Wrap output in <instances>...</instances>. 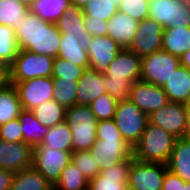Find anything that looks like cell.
<instances>
[{
  "label": "cell",
  "mask_w": 190,
  "mask_h": 190,
  "mask_svg": "<svg viewBox=\"0 0 190 190\" xmlns=\"http://www.w3.org/2000/svg\"><path fill=\"white\" fill-rule=\"evenodd\" d=\"M84 16L81 7L70 4L55 24L61 33L74 35L80 48L87 51L91 45L92 35L85 28Z\"/></svg>",
  "instance_id": "cell-17"
},
{
  "label": "cell",
  "mask_w": 190,
  "mask_h": 190,
  "mask_svg": "<svg viewBox=\"0 0 190 190\" xmlns=\"http://www.w3.org/2000/svg\"><path fill=\"white\" fill-rule=\"evenodd\" d=\"M132 165V157L115 166L102 170L89 180L87 190H125Z\"/></svg>",
  "instance_id": "cell-16"
},
{
  "label": "cell",
  "mask_w": 190,
  "mask_h": 190,
  "mask_svg": "<svg viewBox=\"0 0 190 190\" xmlns=\"http://www.w3.org/2000/svg\"><path fill=\"white\" fill-rule=\"evenodd\" d=\"M70 4V0H34L30 12L42 20L56 23Z\"/></svg>",
  "instance_id": "cell-31"
},
{
  "label": "cell",
  "mask_w": 190,
  "mask_h": 190,
  "mask_svg": "<svg viewBox=\"0 0 190 190\" xmlns=\"http://www.w3.org/2000/svg\"><path fill=\"white\" fill-rule=\"evenodd\" d=\"M179 2H181L184 5H189L190 6V0H177Z\"/></svg>",
  "instance_id": "cell-53"
},
{
  "label": "cell",
  "mask_w": 190,
  "mask_h": 190,
  "mask_svg": "<svg viewBox=\"0 0 190 190\" xmlns=\"http://www.w3.org/2000/svg\"><path fill=\"white\" fill-rule=\"evenodd\" d=\"M89 1L90 0H70V3L83 8Z\"/></svg>",
  "instance_id": "cell-50"
},
{
  "label": "cell",
  "mask_w": 190,
  "mask_h": 190,
  "mask_svg": "<svg viewBox=\"0 0 190 190\" xmlns=\"http://www.w3.org/2000/svg\"><path fill=\"white\" fill-rule=\"evenodd\" d=\"M18 51L15 30L10 26L0 24V61L11 65Z\"/></svg>",
  "instance_id": "cell-35"
},
{
  "label": "cell",
  "mask_w": 190,
  "mask_h": 190,
  "mask_svg": "<svg viewBox=\"0 0 190 190\" xmlns=\"http://www.w3.org/2000/svg\"><path fill=\"white\" fill-rule=\"evenodd\" d=\"M14 172L0 168V190H11Z\"/></svg>",
  "instance_id": "cell-46"
},
{
  "label": "cell",
  "mask_w": 190,
  "mask_h": 190,
  "mask_svg": "<svg viewBox=\"0 0 190 190\" xmlns=\"http://www.w3.org/2000/svg\"><path fill=\"white\" fill-rule=\"evenodd\" d=\"M129 99L148 116L169 103L161 86L141 80L133 83Z\"/></svg>",
  "instance_id": "cell-14"
},
{
  "label": "cell",
  "mask_w": 190,
  "mask_h": 190,
  "mask_svg": "<svg viewBox=\"0 0 190 190\" xmlns=\"http://www.w3.org/2000/svg\"><path fill=\"white\" fill-rule=\"evenodd\" d=\"M190 49V28L168 27L163 31L162 50L176 57Z\"/></svg>",
  "instance_id": "cell-24"
},
{
  "label": "cell",
  "mask_w": 190,
  "mask_h": 190,
  "mask_svg": "<svg viewBox=\"0 0 190 190\" xmlns=\"http://www.w3.org/2000/svg\"><path fill=\"white\" fill-rule=\"evenodd\" d=\"M84 70V67L74 65L66 59L56 57L53 62L52 78H58L59 80H79Z\"/></svg>",
  "instance_id": "cell-39"
},
{
  "label": "cell",
  "mask_w": 190,
  "mask_h": 190,
  "mask_svg": "<svg viewBox=\"0 0 190 190\" xmlns=\"http://www.w3.org/2000/svg\"><path fill=\"white\" fill-rule=\"evenodd\" d=\"M123 139L113 119L100 120L97 125L96 139Z\"/></svg>",
  "instance_id": "cell-43"
},
{
  "label": "cell",
  "mask_w": 190,
  "mask_h": 190,
  "mask_svg": "<svg viewBox=\"0 0 190 190\" xmlns=\"http://www.w3.org/2000/svg\"><path fill=\"white\" fill-rule=\"evenodd\" d=\"M30 9L19 0H0V24L14 30L22 25Z\"/></svg>",
  "instance_id": "cell-30"
},
{
  "label": "cell",
  "mask_w": 190,
  "mask_h": 190,
  "mask_svg": "<svg viewBox=\"0 0 190 190\" xmlns=\"http://www.w3.org/2000/svg\"><path fill=\"white\" fill-rule=\"evenodd\" d=\"M125 190H134V189H132V188H130V187H127Z\"/></svg>",
  "instance_id": "cell-55"
},
{
  "label": "cell",
  "mask_w": 190,
  "mask_h": 190,
  "mask_svg": "<svg viewBox=\"0 0 190 190\" xmlns=\"http://www.w3.org/2000/svg\"><path fill=\"white\" fill-rule=\"evenodd\" d=\"M72 152L35 146L32 166L54 186L63 169L72 162Z\"/></svg>",
  "instance_id": "cell-7"
},
{
  "label": "cell",
  "mask_w": 190,
  "mask_h": 190,
  "mask_svg": "<svg viewBox=\"0 0 190 190\" xmlns=\"http://www.w3.org/2000/svg\"><path fill=\"white\" fill-rule=\"evenodd\" d=\"M180 63L190 70V49L181 56Z\"/></svg>",
  "instance_id": "cell-49"
},
{
  "label": "cell",
  "mask_w": 190,
  "mask_h": 190,
  "mask_svg": "<svg viewBox=\"0 0 190 190\" xmlns=\"http://www.w3.org/2000/svg\"><path fill=\"white\" fill-rule=\"evenodd\" d=\"M185 112H186V129H185V137L190 138V100L184 104Z\"/></svg>",
  "instance_id": "cell-48"
},
{
  "label": "cell",
  "mask_w": 190,
  "mask_h": 190,
  "mask_svg": "<svg viewBox=\"0 0 190 190\" xmlns=\"http://www.w3.org/2000/svg\"><path fill=\"white\" fill-rule=\"evenodd\" d=\"M167 164L143 162L132 157L128 187L134 190H162Z\"/></svg>",
  "instance_id": "cell-9"
},
{
  "label": "cell",
  "mask_w": 190,
  "mask_h": 190,
  "mask_svg": "<svg viewBox=\"0 0 190 190\" xmlns=\"http://www.w3.org/2000/svg\"><path fill=\"white\" fill-rule=\"evenodd\" d=\"M39 148H54L56 150L73 151L72 132L66 121L49 127Z\"/></svg>",
  "instance_id": "cell-27"
},
{
  "label": "cell",
  "mask_w": 190,
  "mask_h": 190,
  "mask_svg": "<svg viewBox=\"0 0 190 190\" xmlns=\"http://www.w3.org/2000/svg\"><path fill=\"white\" fill-rule=\"evenodd\" d=\"M85 28L94 36H106L108 30L107 21L94 19L93 17L84 16Z\"/></svg>",
  "instance_id": "cell-44"
},
{
  "label": "cell",
  "mask_w": 190,
  "mask_h": 190,
  "mask_svg": "<svg viewBox=\"0 0 190 190\" xmlns=\"http://www.w3.org/2000/svg\"><path fill=\"white\" fill-rule=\"evenodd\" d=\"M10 84V65L0 61V89L8 87Z\"/></svg>",
  "instance_id": "cell-47"
},
{
  "label": "cell",
  "mask_w": 190,
  "mask_h": 190,
  "mask_svg": "<svg viewBox=\"0 0 190 190\" xmlns=\"http://www.w3.org/2000/svg\"><path fill=\"white\" fill-rule=\"evenodd\" d=\"M148 119L149 123L161 127L176 138L185 137L186 112L183 103L169 102L152 112Z\"/></svg>",
  "instance_id": "cell-13"
},
{
  "label": "cell",
  "mask_w": 190,
  "mask_h": 190,
  "mask_svg": "<svg viewBox=\"0 0 190 190\" xmlns=\"http://www.w3.org/2000/svg\"><path fill=\"white\" fill-rule=\"evenodd\" d=\"M19 1H21L22 3H24V5H25L27 8L30 9V7L32 6L34 0H19Z\"/></svg>",
  "instance_id": "cell-52"
},
{
  "label": "cell",
  "mask_w": 190,
  "mask_h": 190,
  "mask_svg": "<svg viewBox=\"0 0 190 190\" xmlns=\"http://www.w3.org/2000/svg\"><path fill=\"white\" fill-rule=\"evenodd\" d=\"M11 190H54L50 182L33 166L16 172Z\"/></svg>",
  "instance_id": "cell-28"
},
{
  "label": "cell",
  "mask_w": 190,
  "mask_h": 190,
  "mask_svg": "<svg viewBox=\"0 0 190 190\" xmlns=\"http://www.w3.org/2000/svg\"><path fill=\"white\" fill-rule=\"evenodd\" d=\"M107 93L104 73L93 68H86L78 81L77 104L89 105L100 95Z\"/></svg>",
  "instance_id": "cell-20"
},
{
  "label": "cell",
  "mask_w": 190,
  "mask_h": 190,
  "mask_svg": "<svg viewBox=\"0 0 190 190\" xmlns=\"http://www.w3.org/2000/svg\"><path fill=\"white\" fill-rule=\"evenodd\" d=\"M122 138L134 147L140 140L149 122L148 115L130 99L118 102L113 118Z\"/></svg>",
  "instance_id": "cell-5"
},
{
  "label": "cell",
  "mask_w": 190,
  "mask_h": 190,
  "mask_svg": "<svg viewBox=\"0 0 190 190\" xmlns=\"http://www.w3.org/2000/svg\"><path fill=\"white\" fill-rule=\"evenodd\" d=\"M85 16L94 19L109 21V19L118 12V7L112 0H90L83 8Z\"/></svg>",
  "instance_id": "cell-36"
},
{
  "label": "cell",
  "mask_w": 190,
  "mask_h": 190,
  "mask_svg": "<svg viewBox=\"0 0 190 190\" xmlns=\"http://www.w3.org/2000/svg\"><path fill=\"white\" fill-rule=\"evenodd\" d=\"M133 83V81H129L127 79L111 80L104 74V84L106 86L107 93L112 96L116 102H122L130 98V91Z\"/></svg>",
  "instance_id": "cell-40"
},
{
  "label": "cell",
  "mask_w": 190,
  "mask_h": 190,
  "mask_svg": "<svg viewBox=\"0 0 190 190\" xmlns=\"http://www.w3.org/2000/svg\"><path fill=\"white\" fill-rule=\"evenodd\" d=\"M141 68V57L128 49H122L104 74L111 80L127 79L136 82L141 79Z\"/></svg>",
  "instance_id": "cell-18"
},
{
  "label": "cell",
  "mask_w": 190,
  "mask_h": 190,
  "mask_svg": "<svg viewBox=\"0 0 190 190\" xmlns=\"http://www.w3.org/2000/svg\"><path fill=\"white\" fill-rule=\"evenodd\" d=\"M180 190H190V183L184 181V184H180Z\"/></svg>",
  "instance_id": "cell-51"
},
{
  "label": "cell",
  "mask_w": 190,
  "mask_h": 190,
  "mask_svg": "<svg viewBox=\"0 0 190 190\" xmlns=\"http://www.w3.org/2000/svg\"><path fill=\"white\" fill-rule=\"evenodd\" d=\"M65 121L72 132L73 151H88L96 141L99 122L89 105L66 108Z\"/></svg>",
  "instance_id": "cell-3"
},
{
  "label": "cell",
  "mask_w": 190,
  "mask_h": 190,
  "mask_svg": "<svg viewBox=\"0 0 190 190\" xmlns=\"http://www.w3.org/2000/svg\"><path fill=\"white\" fill-rule=\"evenodd\" d=\"M150 0H121L118 11L138 22L148 18Z\"/></svg>",
  "instance_id": "cell-41"
},
{
  "label": "cell",
  "mask_w": 190,
  "mask_h": 190,
  "mask_svg": "<svg viewBox=\"0 0 190 190\" xmlns=\"http://www.w3.org/2000/svg\"><path fill=\"white\" fill-rule=\"evenodd\" d=\"M18 48L56 58L61 42V32L53 22L42 20L29 12L22 25L15 30Z\"/></svg>",
  "instance_id": "cell-1"
},
{
  "label": "cell",
  "mask_w": 190,
  "mask_h": 190,
  "mask_svg": "<svg viewBox=\"0 0 190 190\" xmlns=\"http://www.w3.org/2000/svg\"><path fill=\"white\" fill-rule=\"evenodd\" d=\"M18 119L21 123L23 142L28 143L32 148L41 145L49 127L42 125L31 110L23 109Z\"/></svg>",
  "instance_id": "cell-25"
},
{
  "label": "cell",
  "mask_w": 190,
  "mask_h": 190,
  "mask_svg": "<svg viewBox=\"0 0 190 190\" xmlns=\"http://www.w3.org/2000/svg\"><path fill=\"white\" fill-rule=\"evenodd\" d=\"M55 58L20 50L10 65L11 84L38 77H52Z\"/></svg>",
  "instance_id": "cell-4"
},
{
  "label": "cell",
  "mask_w": 190,
  "mask_h": 190,
  "mask_svg": "<svg viewBox=\"0 0 190 190\" xmlns=\"http://www.w3.org/2000/svg\"><path fill=\"white\" fill-rule=\"evenodd\" d=\"M35 118L44 126L53 127L65 121L66 108L54 99L45 101L32 110Z\"/></svg>",
  "instance_id": "cell-32"
},
{
  "label": "cell",
  "mask_w": 190,
  "mask_h": 190,
  "mask_svg": "<svg viewBox=\"0 0 190 190\" xmlns=\"http://www.w3.org/2000/svg\"><path fill=\"white\" fill-rule=\"evenodd\" d=\"M113 4H115V6H119L121 0H112Z\"/></svg>",
  "instance_id": "cell-54"
},
{
  "label": "cell",
  "mask_w": 190,
  "mask_h": 190,
  "mask_svg": "<svg viewBox=\"0 0 190 190\" xmlns=\"http://www.w3.org/2000/svg\"><path fill=\"white\" fill-rule=\"evenodd\" d=\"M148 18L163 26L190 28V6L177 0H150Z\"/></svg>",
  "instance_id": "cell-8"
},
{
  "label": "cell",
  "mask_w": 190,
  "mask_h": 190,
  "mask_svg": "<svg viewBox=\"0 0 190 190\" xmlns=\"http://www.w3.org/2000/svg\"><path fill=\"white\" fill-rule=\"evenodd\" d=\"M89 180L82 172L71 162L67 165L53 186L54 190H87Z\"/></svg>",
  "instance_id": "cell-33"
},
{
  "label": "cell",
  "mask_w": 190,
  "mask_h": 190,
  "mask_svg": "<svg viewBox=\"0 0 190 190\" xmlns=\"http://www.w3.org/2000/svg\"><path fill=\"white\" fill-rule=\"evenodd\" d=\"M79 80H59L53 78V99L65 108L77 104V87Z\"/></svg>",
  "instance_id": "cell-34"
},
{
  "label": "cell",
  "mask_w": 190,
  "mask_h": 190,
  "mask_svg": "<svg viewBox=\"0 0 190 190\" xmlns=\"http://www.w3.org/2000/svg\"><path fill=\"white\" fill-rule=\"evenodd\" d=\"M88 151L95 159L100 171L133 157V147L124 139H96Z\"/></svg>",
  "instance_id": "cell-10"
},
{
  "label": "cell",
  "mask_w": 190,
  "mask_h": 190,
  "mask_svg": "<svg viewBox=\"0 0 190 190\" xmlns=\"http://www.w3.org/2000/svg\"><path fill=\"white\" fill-rule=\"evenodd\" d=\"M72 163L88 179L95 178L99 173V167L89 151H73Z\"/></svg>",
  "instance_id": "cell-38"
},
{
  "label": "cell",
  "mask_w": 190,
  "mask_h": 190,
  "mask_svg": "<svg viewBox=\"0 0 190 190\" xmlns=\"http://www.w3.org/2000/svg\"><path fill=\"white\" fill-rule=\"evenodd\" d=\"M169 102L185 104L190 100V70L180 65L162 86Z\"/></svg>",
  "instance_id": "cell-22"
},
{
  "label": "cell",
  "mask_w": 190,
  "mask_h": 190,
  "mask_svg": "<svg viewBox=\"0 0 190 190\" xmlns=\"http://www.w3.org/2000/svg\"><path fill=\"white\" fill-rule=\"evenodd\" d=\"M180 184H184V181L167 169L163 180L162 190H180Z\"/></svg>",
  "instance_id": "cell-45"
},
{
  "label": "cell",
  "mask_w": 190,
  "mask_h": 190,
  "mask_svg": "<svg viewBox=\"0 0 190 190\" xmlns=\"http://www.w3.org/2000/svg\"><path fill=\"white\" fill-rule=\"evenodd\" d=\"M22 108L33 110L45 101L53 99L54 83L52 77H38L14 84Z\"/></svg>",
  "instance_id": "cell-12"
},
{
  "label": "cell",
  "mask_w": 190,
  "mask_h": 190,
  "mask_svg": "<svg viewBox=\"0 0 190 190\" xmlns=\"http://www.w3.org/2000/svg\"><path fill=\"white\" fill-rule=\"evenodd\" d=\"M122 48L109 36L92 37L87 49L90 68L105 72Z\"/></svg>",
  "instance_id": "cell-19"
},
{
  "label": "cell",
  "mask_w": 190,
  "mask_h": 190,
  "mask_svg": "<svg viewBox=\"0 0 190 190\" xmlns=\"http://www.w3.org/2000/svg\"><path fill=\"white\" fill-rule=\"evenodd\" d=\"M118 102H116L112 96L108 93L100 95L95 99L89 107L95 114L98 121L111 120L114 118Z\"/></svg>",
  "instance_id": "cell-37"
},
{
  "label": "cell",
  "mask_w": 190,
  "mask_h": 190,
  "mask_svg": "<svg viewBox=\"0 0 190 190\" xmlns=\"http://www.w3.org/2000/svg\"><path fill=\"white\" fill-rule=\"evenodd\" d=\"M167 169L190 183V138H177L171 152Z\"/></svg>",
  "instance_id": "cell-23"
},
{
  "label": "cell",
  "mask_w": 190,
  "mask_h": 190,
  "mask_svg": "<svg viewBox=\"0 0 190 190\" xmlns=\"http://www.w3.org/2000/svg\"><path fill=\"white\" fill-rule=\"evenodd\" d=\"M0 140L9 143L23 141L21 123L18 118L0 126Z\"/></svg>",
  "instance_id": "cell-42"
},
{
  "label": "cell",
  "mask_w": 190,
  "mask_h": 190,
  "mask_svg": "<svg viewBox=\"0 0 190 190\" xmlns=\"http://www.w3.org/2000/svg\"><path fill=\"white\" fill-rule=\"evenodd\" d=\"M32 157L33 148L28 143L0 140V168L19 172L32 166Z\"/></svg>",
  "instance_id": "cell-15"
},
{
  "label": "cell",
  "mask_w": 190,
  "mask_h": 190,
  "mask_svg": "<svg viewBox=\"0 0 190 190\" xmlns=\"http://www.w3.org/2000/svg\"><path fill=\"white\" fill-rule=\"evenodd\" d=\"M164 28L150 18L138 22L136 35L128 50L145 57L162 50Z\"/></svg>",
  "instance_id": "cell-11"
},
{
  "label": "cell",
  "mask_w": 190,
  "mask_h": 190,
  "mask_svg": "<svg viewBox=\"0 0 190 190\" xmlns=\"http://www.w3.org/2000/svg\"><path fill=\"white\" fill-rule=\"evenodd\" d=\"M22 110L17 89L13 84L0 89V126L17 119Z\"/></svg>",
  "instance_id": "cell-29"
},
{
  "label": "cell",
  "mask_w": 190,
  "mask_h": 190,
  "mask_svg": "<svg viewBox=\"0 0 190 190\" xmlns=\"http://www.w3.org/2000/svg\"><path fill=\"white\" fill-rule=\"evenodd\" d=\"M141 81L163 86L180 67V58L163 50L141 58Z\"/></svg>",
  "instance_id": "cell-6"
},
{
  "label": "cell",
  "mask_w": 190,
  "mask_h": 190,
  "mask_svg": "<svg viewBox=\"0 0 190 190\" xmlns=\"http://www.w3.org/2000/svg\"><path fill=\"white\" fill-rule=\"evenodd\" d=\"M176 139L161 127L148 122L139 142L133 147V157L143 162L167 164Z\"/></svg>",
  "instance_id": "cell-2"
},
{
  "label": "cell",
  "mask_w": 190,
  "mask_h": 190,
  "mask_svg": "<svg viewBox=\"0 0 190 190\" xmlns=\"http://www.w3.org/2000/svg\"><path fill=\"white\" fill-rule=\"evenodd\" d=\"M57 57L66 59L70 63L85 69L90 67L87 51L80 48L78 40L72 34L61 33Z\"/></svg>",
  "instance_id": "cell-26"
},
{
  "label": "cell",
  "mask_w": 190,
  "mask_h": 190,
  "mask_svg": "<svg viewBox=\"0 0 190 190\" xmlns=\"http://www.w3.org/2000/svg\"><path fill=\"white\" fill-rule=\"evenodd\" d=\"M107 24V36L122 49H128L136 35L138 21L118 11L107 21Z\"/></svg>",
  "instance_id": "cell-21"
}]
</instances>
